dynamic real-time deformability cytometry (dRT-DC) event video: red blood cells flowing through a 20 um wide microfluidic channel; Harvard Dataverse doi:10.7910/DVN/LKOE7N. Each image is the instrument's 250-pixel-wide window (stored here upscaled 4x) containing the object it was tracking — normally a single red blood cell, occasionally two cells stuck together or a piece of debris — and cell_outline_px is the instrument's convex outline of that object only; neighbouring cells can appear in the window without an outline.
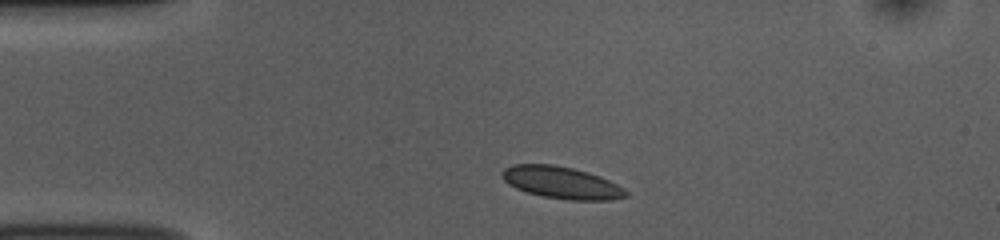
{"species": "common noctule bat (a hibernating species)", "species_latin": "Nyctalus noctula", "temperature_condition": "room temperature", "stored_images_in_passage": 42, "camera_frame_rate_fps": 3000, "um_per_image_px": 0.085, "animal": {"sex": "female", "body_mass_g": 10.0, "forearm_length_mm": 53.1}, "frame": {"image": 1, "passage_image": 1, "time_ms": 0.0, "image_size_px": [1000, 240], "cell_outline_px": [[628, 196], [612, 200], [568, 200], [544, 196], [528, 192], [516, 188], [508, 184], [500, 176], [500, 172], [504, 168], [512, 164], [552, 164], [572, 168], [588, 172], [600, 176], [624, 188], [628, 192]], "centroid_in_image_um": [47.71, 15.52], "position_along_channel_um": 37.3, "area_um2": 23.18}}
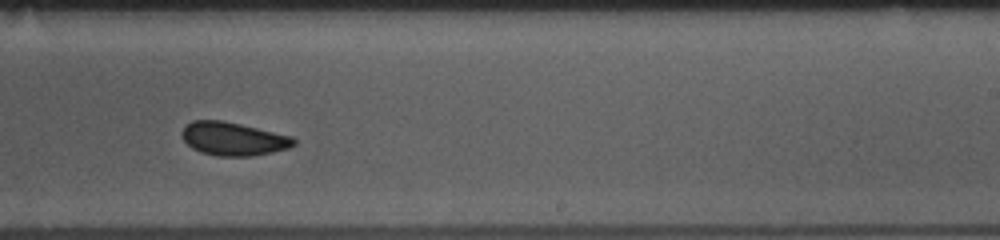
{"frame": {"image": 2, "passage_image": 22, "time_ms": 7.0, "image_size_px": [1000, 240], "cell_outline_px": [[296, 144], [288, 148], [272, 152], [252, 156], [216, 156], [200, 152], [192, 148], [184, 140], [184, 128], [192, 120], [220, 120], [240, 124], [292, 136], [296, 140]], "centroid_in_image_um": [19.86, 11.81], "position_along_channel_um": 269.1, "area_um2": 21.5}}
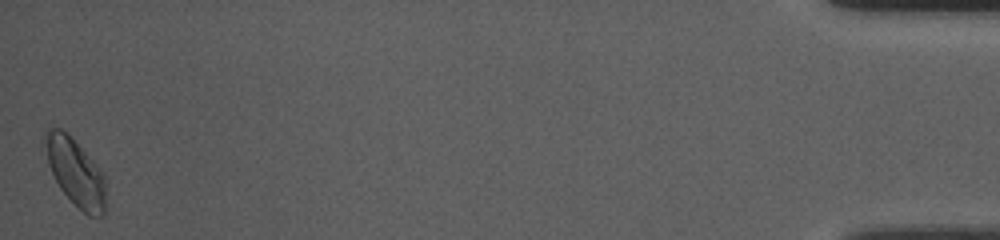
{"frame": {"image": 3, "passage_image": 42, "time_ms": 13.667, "image_size_px": [1000, 240], "cell_outline_px": [[104, 212], [100, 216], [88, 216], [60, 188], [52, 172], [48, 160], [48, 128], [60, 128], [84, 152], [104, 176]], "centroid_in_image_um": [6.45, 14.72], "position_along_channel_um": 428.7, "area_um2": 21.91}, "authors_computed_cell_mechanics": {"area_um2": 22.0796, "velocity_mm_per_s": 3.7718, "shape_relaxation_time_tau1_ms": 3.3699, "shape_relaxation_time_tau2_ms": 0.6722, "deformation_change_tau1": 0.0563, "deformation_change_tau2": 0.045}}